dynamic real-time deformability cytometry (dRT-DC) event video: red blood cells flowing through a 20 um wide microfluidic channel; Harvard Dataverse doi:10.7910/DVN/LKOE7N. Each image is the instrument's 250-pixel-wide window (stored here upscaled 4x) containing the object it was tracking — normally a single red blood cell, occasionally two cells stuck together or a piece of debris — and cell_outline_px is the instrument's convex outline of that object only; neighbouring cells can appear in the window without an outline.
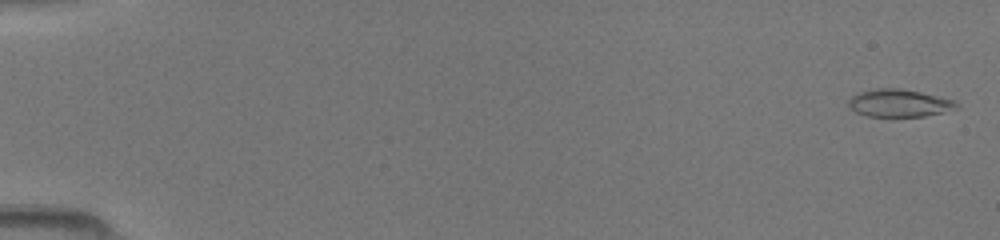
{"species": "common noctule bat (a hibernating species)", "species_latin": "Nyctalus noctula", "temperature_condition": "room temperature", "stored_images_in_passage": 49, "camera_frame_rate_fps": 3000, "um_per_image_px": 0.085, "animal": {"sex": "female", "body_mass_g": 19.5, "forearm_length_mm": 54.1}, "frame": {"image": 1, "passage_image": 2, "time_ms": 0.333, "image_size_px": [1000, 240], "cell_outline_px": [[960, 108], [924, 116], [868, 116], [856, 112], [848, 104], [848, 100], [852, 96], [860, 92], [876, 88], [900, 88], [920, 92], [956, 100], [960, 104]], "centroid_in_image_um": [76.48, 8.76], "position_along_channel_um": 8.5, "area_um2": 17.34}}
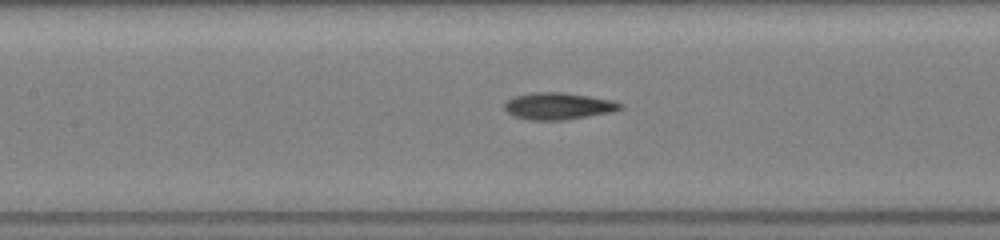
{"frame": {"image": 2, "passage_image": 24, "time_ms": 7.667, "image_size_px": [1000, 240], "cell_outline_px": [[624, 108], [612, 112], [564, 120], [528, 120], [516, 116], [508, 112], [504, 108], [504, 100], [516, 96], [532, 92], [564, 92], [612, 100], [624, 104]], "centroid_in_image_um": [47.46, 9.01], "position_along_channel_um": 159.9, "area_um2": 18.21}}
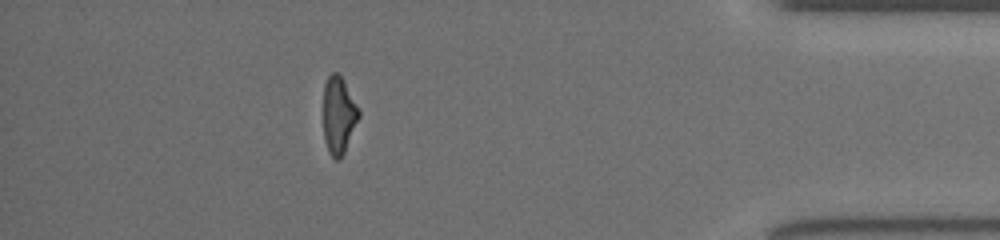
{"frame": {"image": 3, "passage_image": 44, "time_ms": 14.333, "image_size_px": [1000, 240], "cell_outline_px": [[360, 116], [344, 152], [340, 160], [336, 160], [328, 152], [324, 140], [324, 84], [328, 76], [332, 72], [340, 72], [360, 108]], "centroid_in_image_um": [28.8, 9.75], "position_along_channel_um": 406.4, "area_um2": 16.24}}